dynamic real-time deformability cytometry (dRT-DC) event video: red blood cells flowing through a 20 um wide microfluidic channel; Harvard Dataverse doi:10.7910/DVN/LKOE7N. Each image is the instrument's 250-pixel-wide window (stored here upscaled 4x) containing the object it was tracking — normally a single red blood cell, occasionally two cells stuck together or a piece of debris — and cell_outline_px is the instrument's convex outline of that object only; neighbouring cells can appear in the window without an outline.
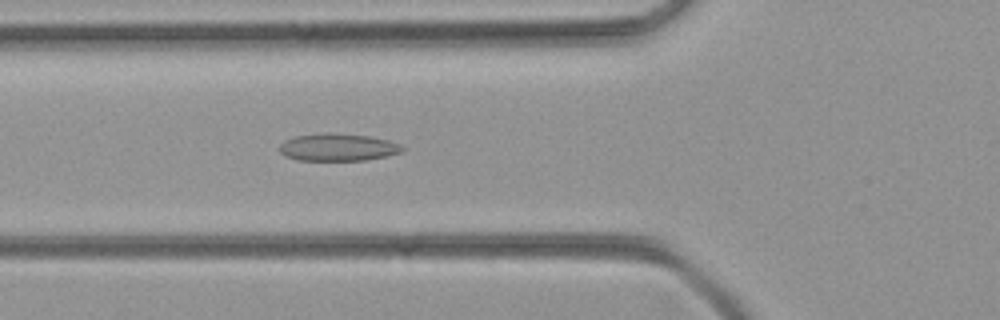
{"species": "common noctule bat (a hibernating species)", "species_latin": "Nyctalus noctula", "temperature_condition": "room temperature", "stored_images_in_passage": 51, "camera_frame_rate_fps": 3000, "um_per_image_px": 0.085, "animal": {"sex": "female", "body_mass_g": 21.9}, "frame": {"image": 1, "passage_image": 18, "time_ms": 5.667, "image_size_px": [1000, 320], "cell_outline_px": [[404, 152], [388, 156], [364, 160], [296, 160], [284, 156], [280, 152], [280, 144], [284, 140], [292, 136], [324, 132], [368, 136], [388, 140], [400, 144], [404, 148]], "centroid_in_image_um": [28.7, 12.51], "position_along_channel_um": 97.1, "area_um2": 19.83}}
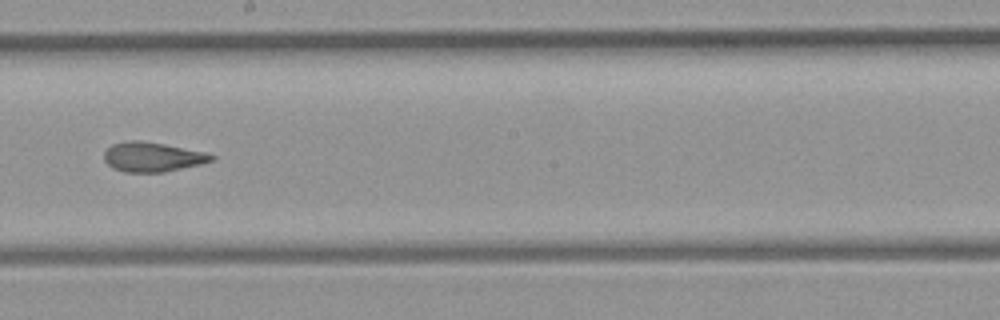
{"frame": {"image": 2, "passage_image": 28, "time_ms": 9.0, "image_size_px": [1000, 320], "cell_outline_px": [[216, 160], [200, 164], [164, 172], [124, 172], [112, 168], [104, 160], [104, 152], [112, 144], [128, 140], [140, 140], [164, 144], [204, 152], [216, 156]], "centroid_in_image_um": [12.95, 13.34], "position_along_channel_um": 235.3, "area_um2": 18.5}}
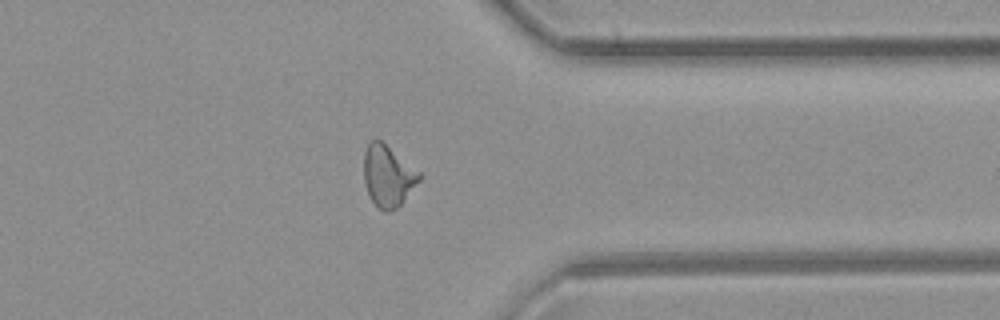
{"frame": {"image": 3, "passage_image": 39, "time_ms": 12.667, "image_size_px": [1000, 320], "cell_outline_px": [[420, 180], [400, 204], [396, 208], [388, 212], [384, 212], [368, 196], [364, 180], [364, 152], [368, 144], [372, 140], [380, 140], [420, 172]], "centroid_in_image_um": [32.95, 14.96], "position_along_channel_um": 378.4, "area_um2": 19.42}}